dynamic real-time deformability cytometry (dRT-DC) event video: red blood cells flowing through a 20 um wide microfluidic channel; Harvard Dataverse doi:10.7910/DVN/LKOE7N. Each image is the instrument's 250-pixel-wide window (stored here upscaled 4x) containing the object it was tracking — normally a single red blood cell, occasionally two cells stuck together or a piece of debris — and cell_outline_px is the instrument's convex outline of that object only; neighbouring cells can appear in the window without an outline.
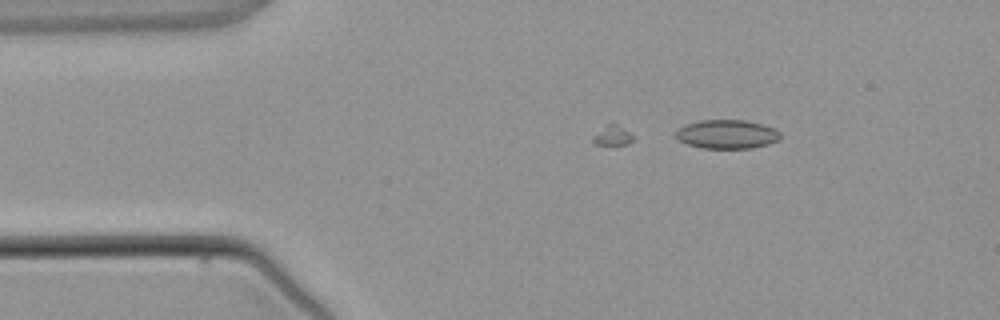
{"species": "common noctule bat (a hibernating species)", "species_latin": "Nyctalus noctula", "temperature_condition": "warm", "stored_images_in_passage": 4, "camera_frame_rate_fps": 3000, "um_per_image_px": 0.085, "animal": {"sex": "male", "body_mass_g": 21.5, "forearm_length_mm": 52.0}, "frame": {"image": 1, "passage_image": 2, "time_ms": 1.0, "image_size_px": [1000, 320], "cell_outline_px": [[780, 140], [768, 144], [752, 148], [704, 148], [688, 144], [672, 136], [684, 124], [700, 120], [744, 120], [760, 124], [772, 128], [780, 132]], "centroid_in_image_um": [61.77, 11.41], "position_along_channel_um": 23.2, "area_um2": 17.51}}
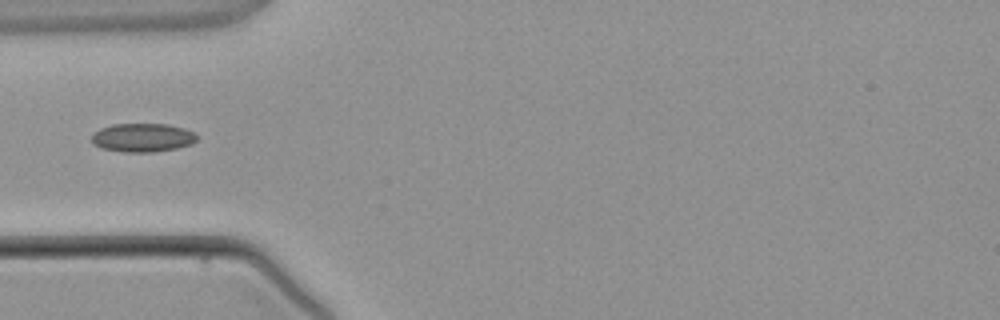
{"frame": {"image": 2, "passage_image": 4, "time_ms": 3.333, "image_size_px": [1000, 320], "cell_outline_px": [[196, 140], [192, 144], [176, 148], [152, 152], [124, 152], [100, 148], [92, 144], [92, 132], [100, 128], [112, 124], [168, 124], [184, 128], [196, 132]], "centroid_in_image_um": [12.09, 11.69], "position_along_channel_um": 72.9, "area_um2": 17.74}}